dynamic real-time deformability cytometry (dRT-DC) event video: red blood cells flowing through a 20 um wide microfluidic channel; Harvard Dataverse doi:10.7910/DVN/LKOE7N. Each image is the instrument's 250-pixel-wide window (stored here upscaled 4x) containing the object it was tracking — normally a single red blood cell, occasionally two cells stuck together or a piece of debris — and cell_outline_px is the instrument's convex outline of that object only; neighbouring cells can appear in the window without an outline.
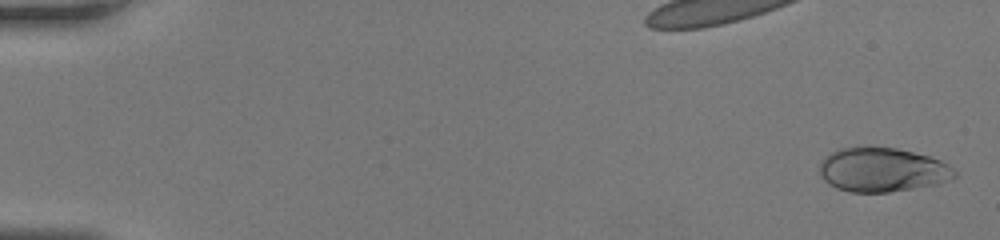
{"species": "human", "species_latin": "Homo sapiens", "temperature_condition": "room temperature", "stored_images_in_passage": 47, "camera_frame_rate_fps": 3000, "um_per_image_px": 0.085, "donor": {"sex": "female"}, "frame": {"image": 1, "passage_image": 2, "time_ms": 0.333, "image_size_px": [1000, 240], "cell_outline_px": [[956, 176], [952, 180], [940, 184], [888, 192], [852, 192], [836, 188], [828, 184], [820, 176], [820, 160], [824, 156], [840, 148], [856, 144], [896, 148], [928, 156], [940, 160], [948, 164], [956, 172]], "centroid_in_image_um": [74.97, 14.41], "position_along_channel_um": 10.0, "area_um2": 35.49}}
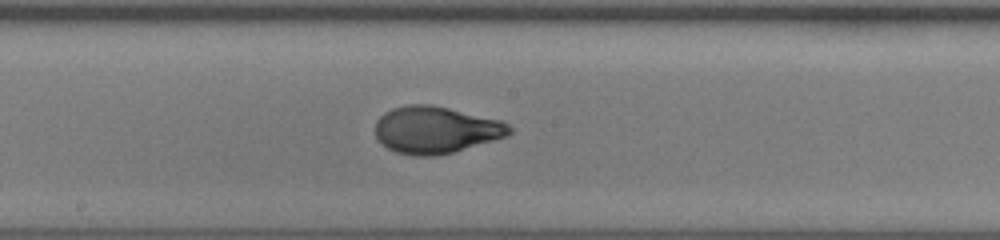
{"frame": {"image": 2, "passage_image": 27, "time_ms": 8.667, "image_size_px": [1000, 240], "cell_outline_px": [[512, 132], [508, 136], [452, 152], [436, 156], [416, 156], [396, 152], [388, 148], [376, 136], [376, 120], [384, 112], [392, 108], [408, 104], [432, 104], [500, 120], [508, 124], [512, 128]], "centroid_in_image_um": [37.04, 11.03], "position_along_channel_um": 211.2, "area_um2": 36.65}}
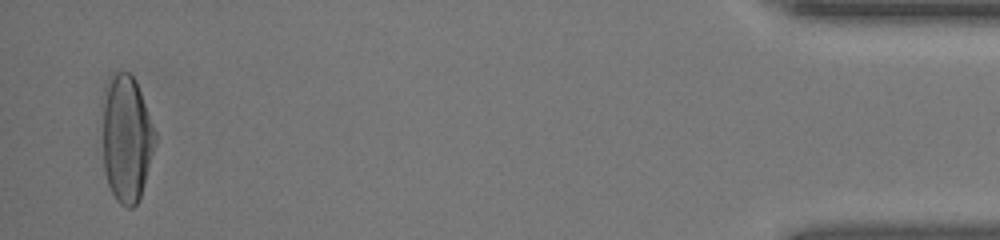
{"frame": {"image": 3, "passage_image": 46, "time_ms": 15.0, "image_size_px": [1000, 240], "cell_outline_px": [[156, 144], [140, 196], [136, 204], [132, 208], [128, 208], [120, 204], [116, 200], [108, 184], [104, 172], [104, 104], [108, 88], [116, 72], [128, 72], [136, 80], [156, 132]], "centroid_in_image_um": [10.79, 11.85], "position_along_channel_um": 424.4, "area_um2": 38.03}}